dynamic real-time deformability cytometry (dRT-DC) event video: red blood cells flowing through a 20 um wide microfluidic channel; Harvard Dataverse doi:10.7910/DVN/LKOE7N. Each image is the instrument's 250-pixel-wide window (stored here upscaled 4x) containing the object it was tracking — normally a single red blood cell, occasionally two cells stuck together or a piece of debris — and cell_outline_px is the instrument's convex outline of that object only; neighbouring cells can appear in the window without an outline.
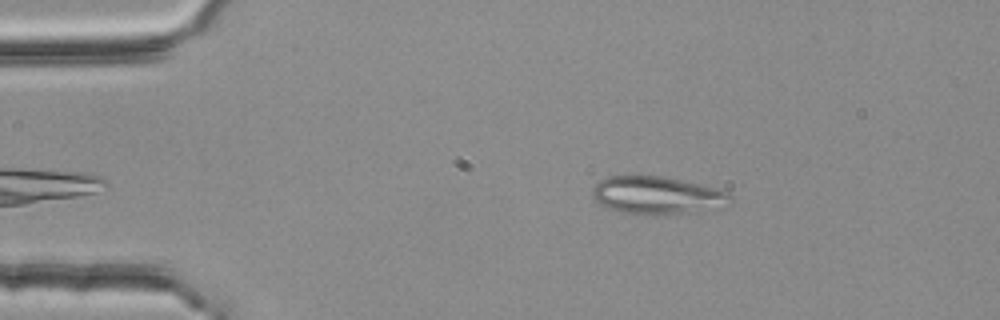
{"species": "common noctule bat (a hibernating species)", "species_latin": "Nyctalus noctula", "temperature_condition": "room temperature", "stored_images_in_passage": 2, "camera_frame_rate_fps": 3000, "um_per_image_px": 0.085, "animal": {"sex": "female", "body_mass_g": 25.1}, "frame": {"image": 1, "passage_image": 2, "time_ms": 0.333, "image_size_px": [1000, 320], "cell_outline_px": [[732, 200], [696, 212], [644, 216], [636, 216], [620, 212], [596, 200], [592, 196], [592, 188], [600, 180], [608, 176], [664, 176], [716, 188], [728, 192], [732, 196]], "centroid_in_image_um": [55.79, 16.6], "position_along_channel_um": 29.2, "area_um2": 30.06}}